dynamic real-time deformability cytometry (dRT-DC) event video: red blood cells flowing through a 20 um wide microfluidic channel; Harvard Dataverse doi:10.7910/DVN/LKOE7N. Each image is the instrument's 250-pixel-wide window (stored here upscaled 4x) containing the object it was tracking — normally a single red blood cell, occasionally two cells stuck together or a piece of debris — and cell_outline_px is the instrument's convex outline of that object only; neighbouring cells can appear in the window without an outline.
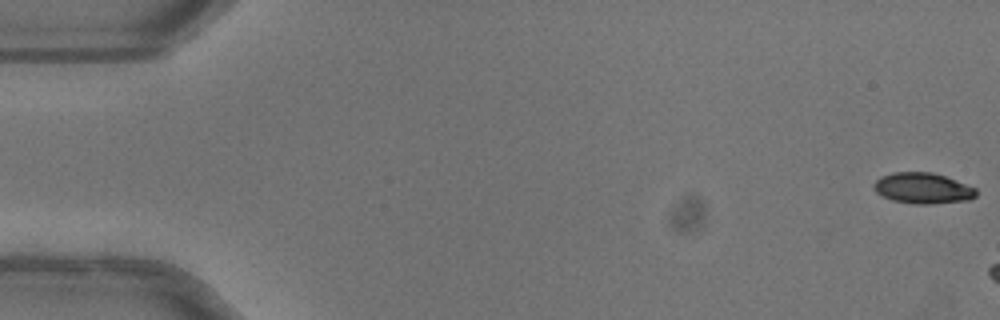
{"species": "common noctule bat (a hibernating species)", "species_latin": "Nyctalus noctula", "temperature_condition": "warm", "stored_images_in_passage": 7, "camera_frame_rate_fps": 3000, "um_per_image_px": 0.085, "animal": {"sex": "female"}, "frame": {"image": 1, "passage_image": 1, "time_ms": 0.0, "image_size_px": [1000, 320], "cell_outline_px": [[976, 196], [968, 200], [932, 204], [912, 204], [892, 200], [880, 196], [872, 188], [872, 184], [880, 176], [892, 172], [932, 172], [944, 176], [976, 188]], "centroid_in_image_um": [78.37, 16.0], "position_along_channel_um": 6.6, "area_um2": 18.55}}